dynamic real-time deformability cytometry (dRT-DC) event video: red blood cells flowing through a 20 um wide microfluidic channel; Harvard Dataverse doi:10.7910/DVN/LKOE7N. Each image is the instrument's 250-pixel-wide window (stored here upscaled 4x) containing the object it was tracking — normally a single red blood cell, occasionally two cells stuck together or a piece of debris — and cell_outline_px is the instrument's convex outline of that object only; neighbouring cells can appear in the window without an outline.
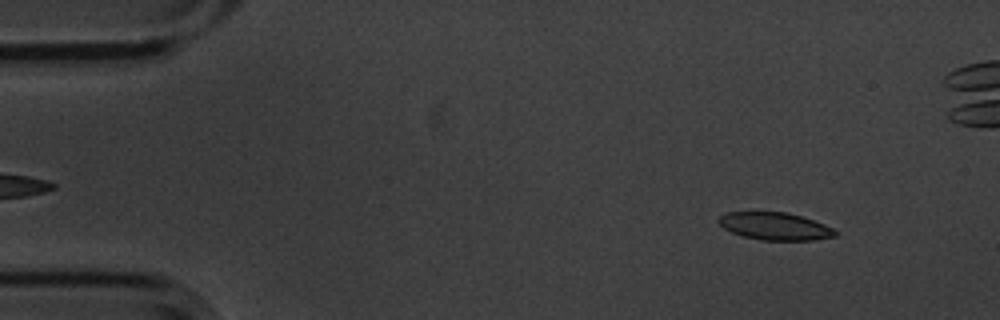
{"species": "common noctule bat (a hibernating species)", "species_latin": "Nyctalus noctula", "temperature_condition": "cold", "stored_images_in_passage": 55, "camera_frame_rate_fps": 3000, "um_per_image_px": 0.085, "animal": {"sex": "male", "body_mass_g": 20.1, "forearm_length_mm": 53.5}, "frame": {"image": 1, "passage_image": 5, "time_ms": 1.333, "image_size_px": [1000, 320], "cell_outline_px": [[840, 232], [836, 236], [816, 240], [760, 240], [744, 236], [732, 232], [724, 228], [720, 224], [720, 216], [728, 212], [788, 212], [824, 224]], "centroid_in_image_um": [65.92, 19.24], "position_along_channel_um": 19.1, "area_um2": 18.55}}
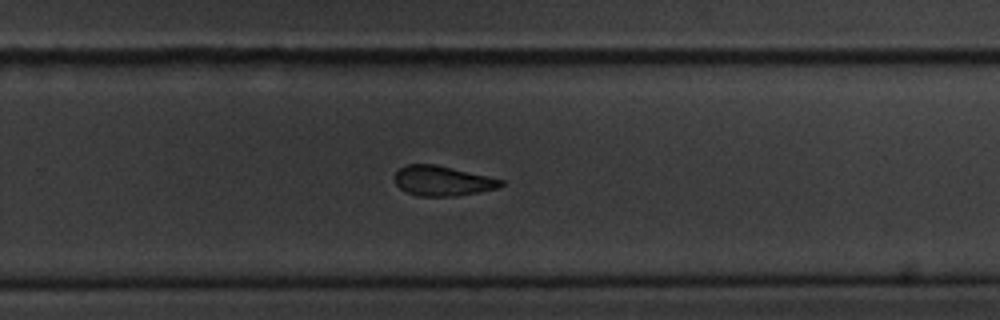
{"frame": {"image": 2, "passage_image": 35, "time_ms": 11.333, "image_size_px": [1000, 320], "cell_outline_px": [[504, 184], [500, 188], [456, 196], [416, 196], [400, 188], [396, 184], [392, 176], [400, 168], [408, 164], [436, 164], [504, 180]], "centroid_in_image_um": [37.6, 15.37], "position_along_channel_um": 292.2, "area_um2": 18.61}}
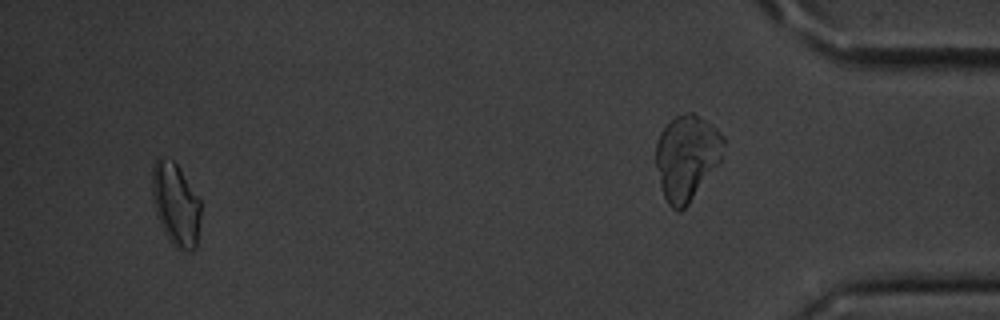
{"frame": {"image": 3, "passage_image": 52, "time_ms": 17.0, "image_size_px": [1000, 320], "cell_outline_px": [[200, 220], [196, 248], [192, 252], [176, 248], [168, 240], [156, 216], [152, 200], [152, 168], [156, 156], [172, 160], [176, 164], [200, 200]], "centroid_in_image_um": [14.91, 17.4], "position_along_channel_um": 420.3, "area_um2": 23.58}, "authors_computed_cell_mechanics": {"area_um2": 19.7676, "velocity_mm_per_s": 3.5808, "shape_relaxation_time_tau1_ms": 5.4022, "shape_relaxation_time_tau2_ms": 3.4955, "deformation_change_tau1": 0.11, "deformation_change_tau2": 0.0981}}